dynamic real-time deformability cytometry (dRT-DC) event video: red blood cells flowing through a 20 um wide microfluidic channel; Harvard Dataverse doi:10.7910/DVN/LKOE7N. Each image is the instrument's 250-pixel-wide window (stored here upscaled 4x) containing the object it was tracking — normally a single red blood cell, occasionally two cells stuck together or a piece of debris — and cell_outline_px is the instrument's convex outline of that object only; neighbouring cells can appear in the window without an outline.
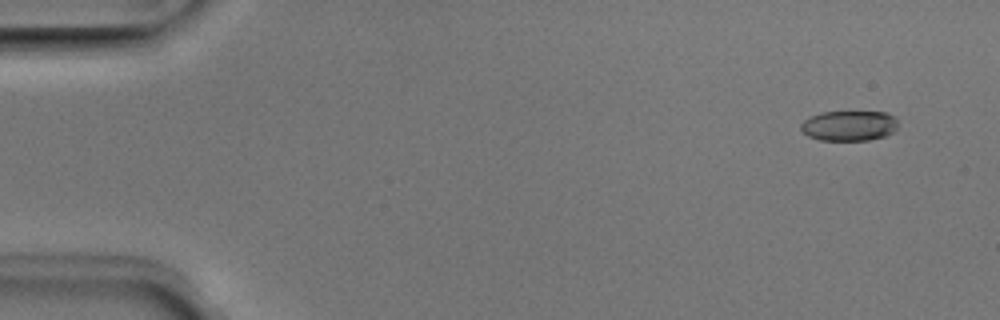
{"species": "Egyptian fruit bat (a non-hibernating species)", "species_latin": "Rousettus aegyptiacus", "temperature_condition": "room temperature", "stored_images_in_passage": 49, "camera_frame_rate_fps": 3000, "um_per_image_px": 0.085, "animal": {"sex": "male"}, "frame": {"image": 1, "passage_image": 1, "time_ms": 0.0, "image_size_px": [1000, 320], "cell_outline_px": [[896, 128], [888, 136], [868, 140], [820, 140], [808, 136], [800, 128], [800, 124], [808, 116], [820, 112], [888, 112], [896, 116]], "centroid_in_image_um": [72.17, 10.68], "position_along_channel_um": 12.8, "area_um2": 17.28}}
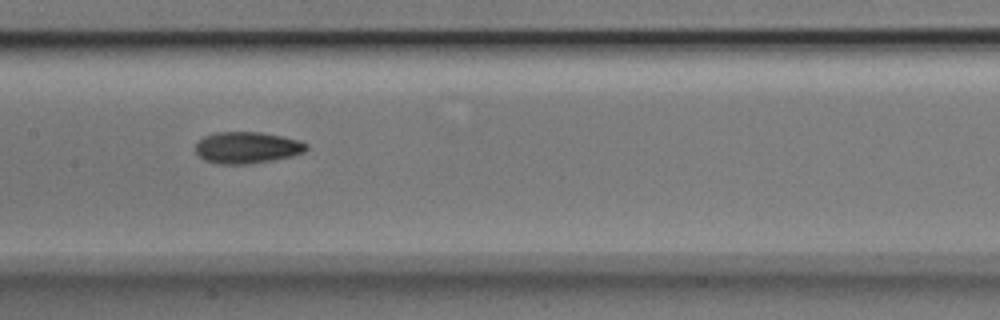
{"frame": {"image": 2, "passage_image": 23, "time_ms": 7.333, "image_size_px": [1000, 320], "cell_outline_px": [[308, 148], [304, 152], [292, 156], [272, 160], [248, 164], [216, 164], [204, 160], [196, 152], [196, 144], [204, 136], [216, 132], [260, 132], [300, 140], [308, 144]], "centroid_in_image_um": [21.01, 12.55], "position_along_channel_um": 186.4, "area_um2": 20.4}}
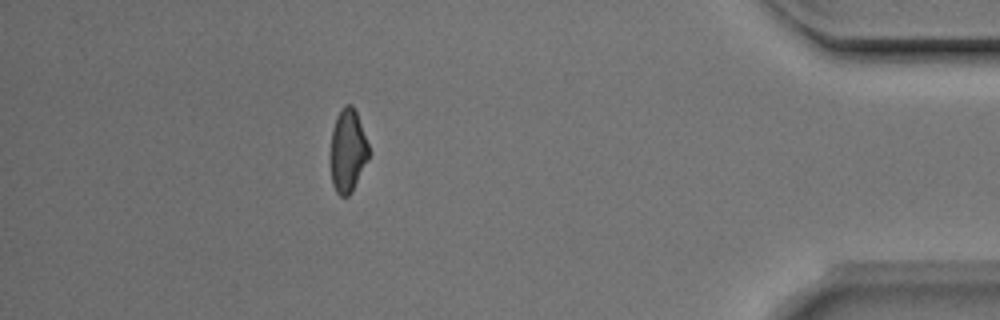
{"frame": {"image": 3, "passage_image": 43, "time_ms": 14.0, "image_size_px": [1000, 320], "cell_outline_px": [[372, 152], [352, 192], [348, 196], [340, 196], [336, 192], [332, 184], [332, 128], [336, 116], [344, 104], [352, 104], [356, 112]], "centroid_in_image_um": [29.6, 12.8], "position_along_channel_um": 405.6, "area_um2": 18.55}, "authors_computed_cell_mechanics": {"area_um2": 19.4786, "velocity_mm_per_s": 4.0049, "shape_relaxation_time_tau1_ms": 4.7085, "shape_relaxation_time_tau2_ms": 2.8587, "deformation_change_tau1": 0.1353, "deformation_change_tau2": 0.0951}}